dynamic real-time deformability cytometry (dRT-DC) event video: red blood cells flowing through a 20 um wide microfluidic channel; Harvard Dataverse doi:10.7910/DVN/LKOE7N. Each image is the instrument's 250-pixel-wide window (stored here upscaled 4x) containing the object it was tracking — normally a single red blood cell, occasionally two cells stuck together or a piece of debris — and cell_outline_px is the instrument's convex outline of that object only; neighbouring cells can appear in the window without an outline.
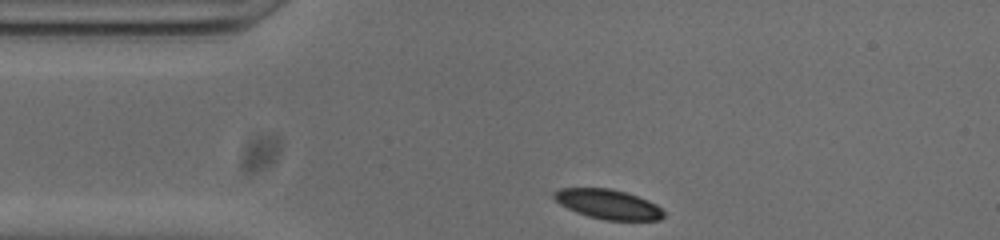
{"species": "common noctule bat (a hibernating species)", "species_latin": "Nyctalus noctula", "temperature_condition": "cold", "stored_images_in_passage": 33, "camera_frame_rate_fps": 3000, "um_per_image_px": 0.085, "animal": {"sex": "male", "body_mass_g": 20.0, "forearm_length_mm": 53.3}, "frame": {"image": 1, "passage_image": 1, "time_ms": 0.0, "image_size_px": [1000, 240], "cell_outline_px": [[664, 216], [660, 220], [604, 220], [588, 216], [576, 212], [560, 204], [552, 196], [552, 192], [560, 188], [608, 188], [624, 192], [648, 200], [656, 204], [664, 212]], "centroid_in_image_um": [51.67, 17.36], "position_along_channel_um": 33.3, "area_um2": 18.84}}
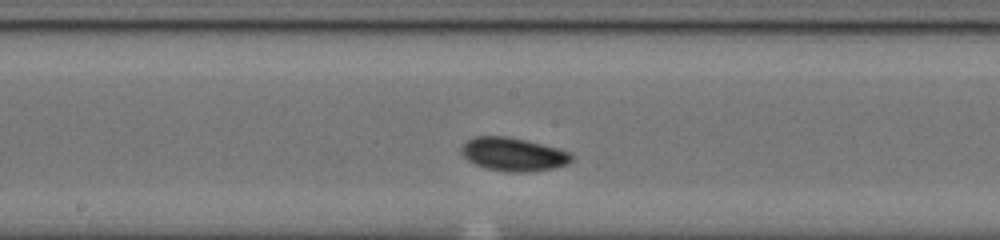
{"frame": {"image": 2, "passage_image": 17, "time_ms": 5.333, "image_size_px": [1000, 240], "cell_outline_px": [[576, 156], [568, 164], [556, 168], [528, 172], [504, 172], [484, 168], [468, 160], [460, 152], [460, 144], [476, 136], [508, 136], [528, 140], [560, 148], [572, 152]], "centroid_in_image_um": [43.68, 13.11], "position_along_channel_um": 204.5, "area_um2": 22.08}}
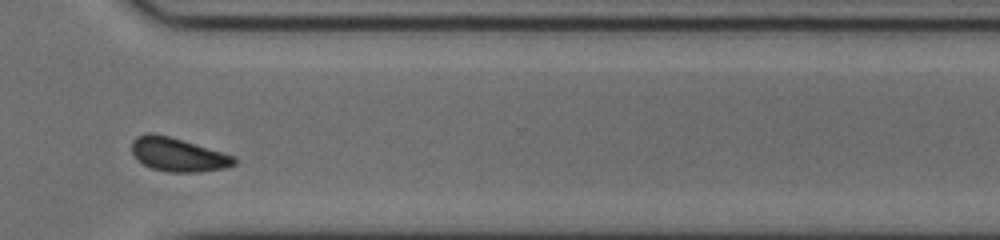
{"frame": {"image": 3, "passage_image": 29, "time_ms": 9.333, "image_size_px": [1000, 240], "cell_outline_px": [[236, 164], [224, 168], [200, 172], [168, 172], [152, 168], [136, 160], [132, 152], [132, 140], [136, 136], [144, 132], [152, 132], [168, 136], [236, 156]], "centroid_in_image_um": [15.1, 13.14], "position_along_channel_um": 355.5, "area_um2": 20.17}, "authors_computed_cell_mechanics": {"area_um2": 20.1722, "velocity_mm_per_s": 3.774, "shape_relaxation_time_tau1_ms": 1.6516, "shape_relaxation_time_tau2_ms": null, "deformation_change_tau1": 0.0609, "deformation_change_tau2": null}}